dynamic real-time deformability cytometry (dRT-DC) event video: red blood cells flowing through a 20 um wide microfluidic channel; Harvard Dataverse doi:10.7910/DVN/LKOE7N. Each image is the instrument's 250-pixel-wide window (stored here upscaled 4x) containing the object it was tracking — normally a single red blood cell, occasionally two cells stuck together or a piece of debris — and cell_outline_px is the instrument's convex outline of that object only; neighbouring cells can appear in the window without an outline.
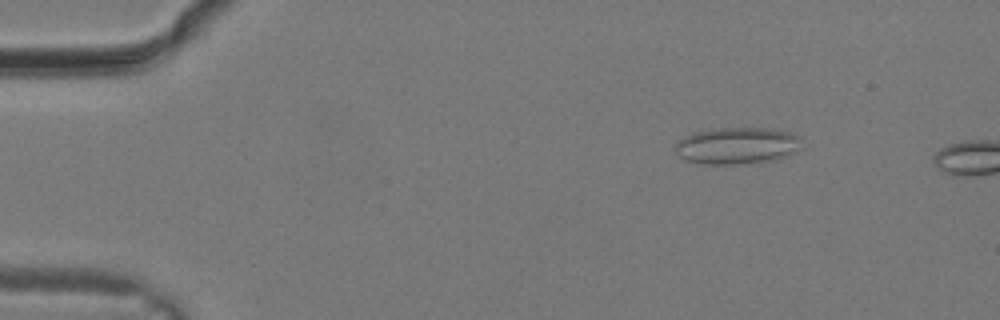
{"species": "common noctule bat (a hibernating species)", "species_latin": "Nyctalus noctula", "temperature_condition": "warm", "stored_images_in_passage": 6, "camera_frame_rate_fps": 3000, "um_per_image_px": 0.085, "animal": {"sex": "male", "body_mass_g": 19.2, "forearm_length_mm": 51.8}, "frame": {"image": 1, "passage_image": 4, "time_ms": 1.0, "image_size_px": [1000, 320], "cell_outline_px": [[804, 148], [796, 152], [776, 160], [736, 164], [704, 164], [684, 160], [676, 152], [676, 144], [684, 136], [692, 132], [712, 128], [772, 128], [788, 132], [800, 136]], "centroid_in_image_um": [62.7, 12.37], "position_along_channel_um": 22.3, "area_um2": 27.51}}